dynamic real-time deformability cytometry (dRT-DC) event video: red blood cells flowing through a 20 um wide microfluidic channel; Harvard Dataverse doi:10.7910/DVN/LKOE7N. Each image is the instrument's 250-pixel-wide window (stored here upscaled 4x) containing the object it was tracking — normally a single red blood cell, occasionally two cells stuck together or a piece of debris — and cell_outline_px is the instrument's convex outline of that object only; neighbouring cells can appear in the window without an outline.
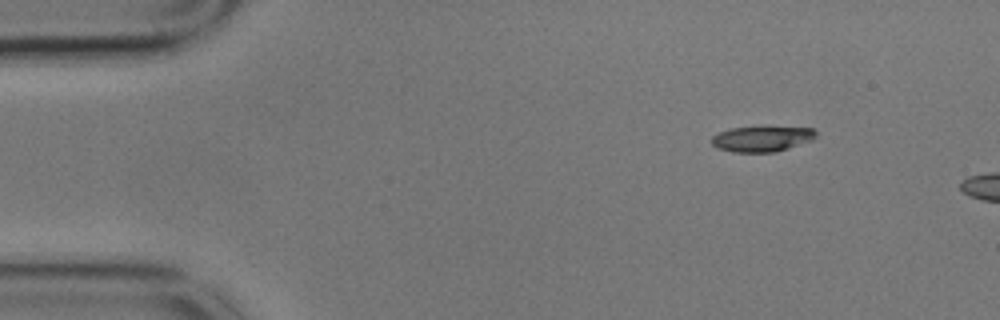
{"species": "common noctule bat (a hibernating species)", "species_latin": "Nyctalus noctula", "temperature_condition": "cold", "stored_images_in_passage": 5, "camera_frame_rate_fps": 3000, "um_per_image_px": 0.085, "animal": {"sex": "male", "body_mass_g": 17.9}, "frame": {"image": 1, "passage_image": 1, "time_ms": 0.0, "image_size_px": [1000, 320], "cell_outline_px": [[816, 136], [812, 140], [776, 152], [732, 152], [716, 148], [712, 144], [712, 136], [720, 132], [732, 128], [812, 128], [816, 132]], "centroid_in_image_um": [64.73, 11.83], "position_along_channel_um": 20.3, "area_um2": 15.09}}